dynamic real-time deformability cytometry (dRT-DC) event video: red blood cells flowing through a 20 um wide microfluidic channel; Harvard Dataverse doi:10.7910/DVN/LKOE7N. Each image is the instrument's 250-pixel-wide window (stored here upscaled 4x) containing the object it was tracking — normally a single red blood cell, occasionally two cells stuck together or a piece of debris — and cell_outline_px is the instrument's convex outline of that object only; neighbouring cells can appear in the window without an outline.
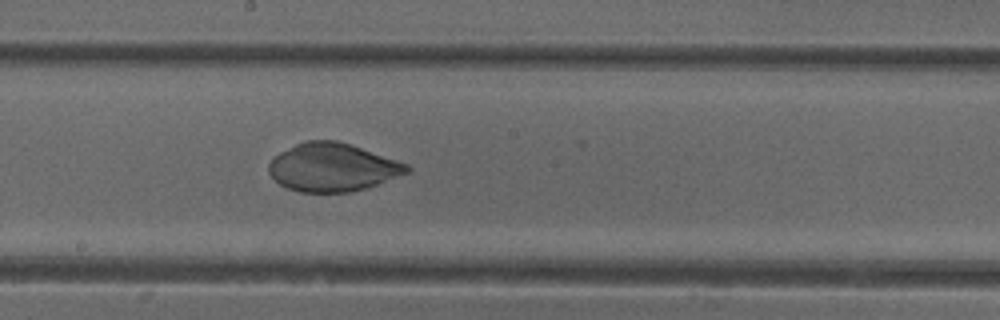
{"species": "common noctule bat (a hibernating species)", "species_latin": "Nyctalus noctula", "temperature_condition": "cold", "stored_images_in_passage": 52, "camera_frame_rate_fps": 3000, "um_per_image_px": 0.085, "animal": {"sex": "female"}, "frame": {"image": 1, "passage_image": 28, "time_ms": 9.0, "image_size_px": [1000, 320], "cell_outline_px": [[412, 168], [408, 172], [376, 184], [364, 188], [348, 192], [300, 192], [288, 188], [280, 184], [268, 172], [268, 164], [272, 156], [304, 140], [336, 140], [408, 164]], "centroid_in_image_um": [28.21, 14.22], "position_along_channel_um": 220.0, "area_um2": 38.32}}
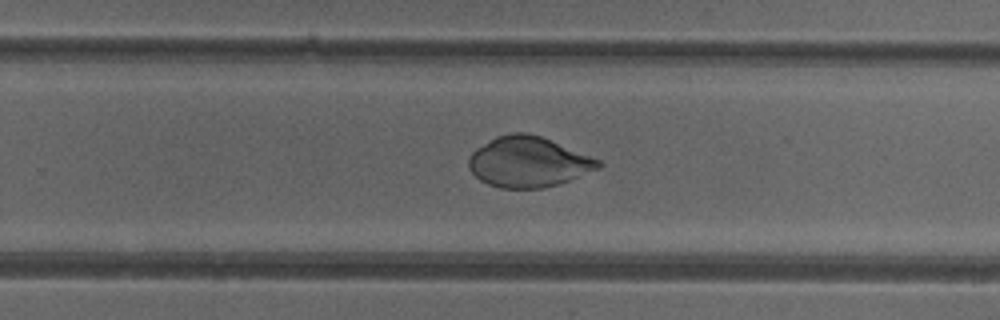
{"frame": {"image": 2, "passage_image": 33, "time_ms": 10.667, "image_size_px": [1000, 320], "cell_outline_px": [[604, 164], [600, 168], [560, 184], [544, 188], [500, 188], [488, 184], [480, 180], [468, 168], [468, 160], [472, 152], [476, 148], [496, 136], [512, 132], [528, 132], [540, 136], [600, 160]], "centroid_in_image_um": [44.9, 13.77], "position_along_channel_um": 284.9, "area_um2": 38.09}}